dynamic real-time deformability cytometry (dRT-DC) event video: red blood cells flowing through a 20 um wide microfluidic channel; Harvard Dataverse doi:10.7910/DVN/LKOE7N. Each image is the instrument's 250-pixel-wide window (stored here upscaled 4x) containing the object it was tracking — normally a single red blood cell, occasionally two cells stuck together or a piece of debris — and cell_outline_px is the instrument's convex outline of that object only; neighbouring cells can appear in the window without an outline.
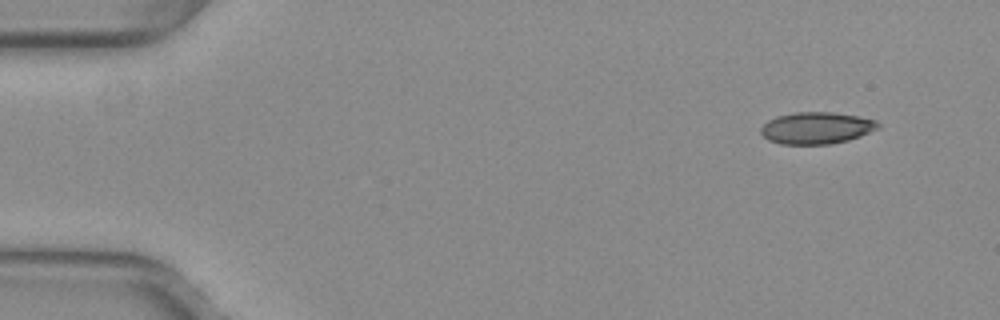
{"species": "common noctule bat (a hibernating species)", "species_latin": "Nyctalus noctula", "temperature_condition": "warm", "stored_images_in_passage": 49, "camera_frame_rate_fps": 3000, "um_per_image_px": 0.085, "animal": {"sex": "female", "body_mass_g": 29.2, "forearm_length_mm": 56.3}, "frame": {"image": 1, "passage_image": 1, "time_ms": 0.0, "image_size_px": [1000, 320], "cell_outline_px": [[880, 128], [860, 136], [848, 140], [828, 144], [780, 144], [768, 140], [760, 132], [760, 128], [768, 120], [776, 116], [796, 112], [832, 112], [856, 116], [876, 120], [880, 124]], "centroid_in_image_um": [69.39, 10.88], "position_along_channel_um": 15.6, "area_um2": 21.73}}
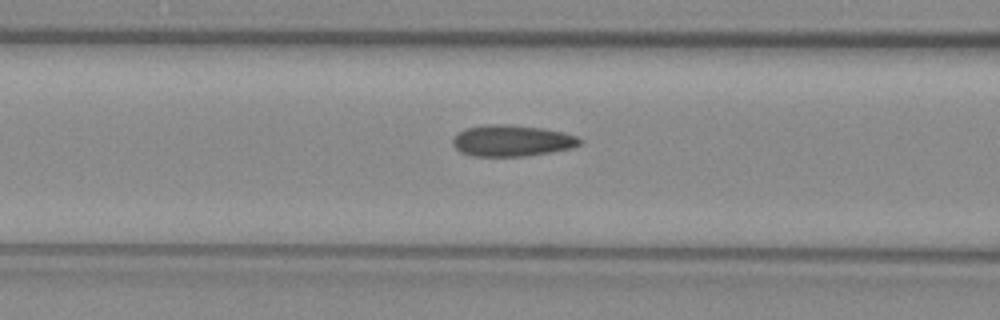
{"frame": {"image": 2, "passage_image": 18, "time_ms": 5.667, "image_size_px": [1000, 320], "cell_outline_px": [[584, 140], [580, 144], [572, 148], [552, 152], [524, 156], [472, 156], [460, 152], [452, 144], [452, 140], [464, 128], [492, 124], [504, 124], [544, 128], [564, 132], [576, 136]], "centroid_in_image_um": [43.54, 11.96], "position_along_channel_um": 123.1, "area_um2": 23.24}}
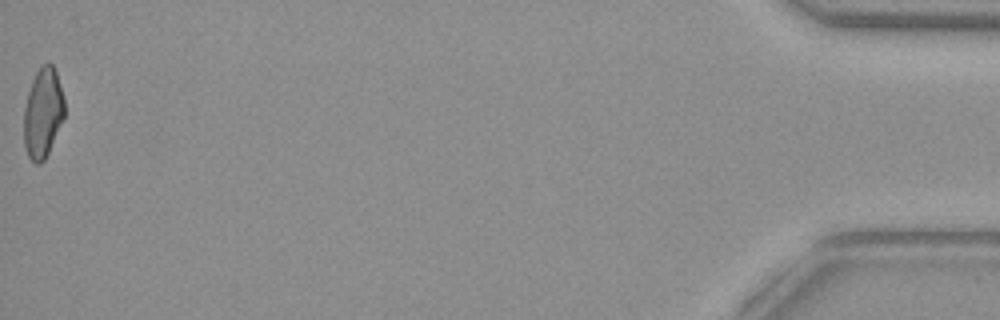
{"frame": {"image": 3, "passage_image": 49, "time_ms": 16.0, "image_size_px": [1000, 320], "cell_outline_px": [[64, 116], [48, 152], [44, 160], [40, 164], [36, 164], [28, 156], [24, 144], [24, 108], [28, 92], [32, 80], [40, 64], [52, 64], [56, 68], [64, 100]], "centroid_in_image_um": [3.64, 9.56], "position_along_channel_um": 431.6, "area_um2": 21.15}, "authors_computed_cell_mechanics": {"area_um2": 22.3108, "velocity_mm_per_s": 3.9804, "shape_relaxation_time_tau1_ms": null, "shape_relaxation_time_tau2_ms": 1.5462, "deformation_change_tau1": null, "deformation_change_tau2": 0.075}}